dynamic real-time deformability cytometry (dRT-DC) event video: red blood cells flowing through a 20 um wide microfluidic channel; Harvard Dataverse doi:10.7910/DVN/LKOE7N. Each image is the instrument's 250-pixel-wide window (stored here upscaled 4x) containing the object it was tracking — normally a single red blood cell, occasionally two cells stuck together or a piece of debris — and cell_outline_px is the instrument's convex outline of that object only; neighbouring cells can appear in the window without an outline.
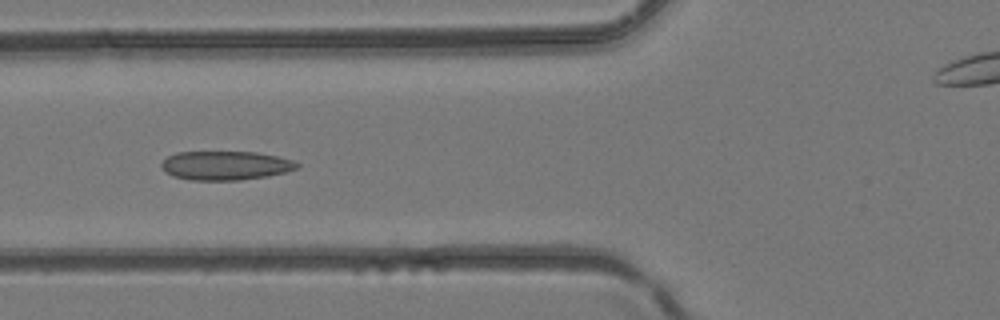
{"species": "common noctule bat (a hibernating species)", "species_latin": "Nyctalus noctula", "temperature_condition": "room temperature", "stored_images_in_passage": 39, "camera_frame_rate_fps": 3000, "um_per_image_px": 0.085, "animal": {"sex": "female", "body_mass_g": 24.6, "forearm_length_mm": 56.2}, "frame": {"image": 1, "passage_image": 16, "time_ms": 5.0, "image_size_px": [1000, 320], "cell_outline_px": [[300, 168], [288, 172], [268, 176], [240, 180], [188, 180], [172, 176], [160, 164], [168, 156], [176, 152], [256, 152], [276, 156], [292, 160], [300, 164]], "centroid_in_image_um": [19.21, 14.07], "position_along_channel_um": 106.6, "area_um2": 22.95}}
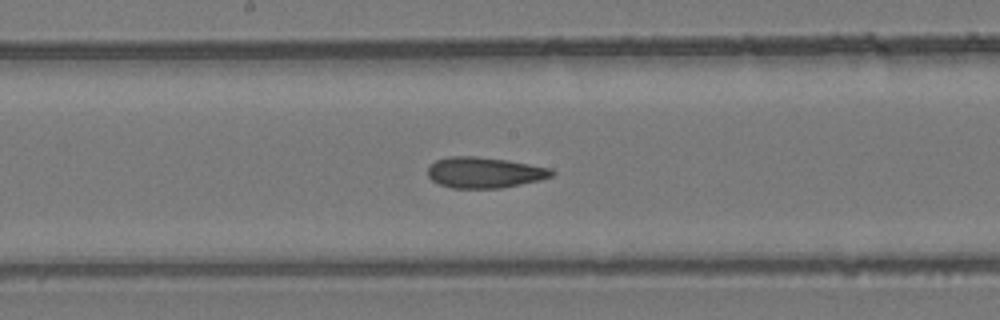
{"frame": {"image": 2, "passage_image": 22, "time_ms": 7.0, "image_size_px": [1000, 320], "cell_outline_px": [[556, 172], [552, 176], [540, 180], [500, 188], [452, 188], [440, 184], [432, 180], [428, 176], [428, 168], [436, 160], [448, 156], [472, 156], [504, 160], [552, 168]], "centroid_in_image_um": [41.18, 14.67], "position_along_channel_um": 207.0, "area_um2": 22.08}}
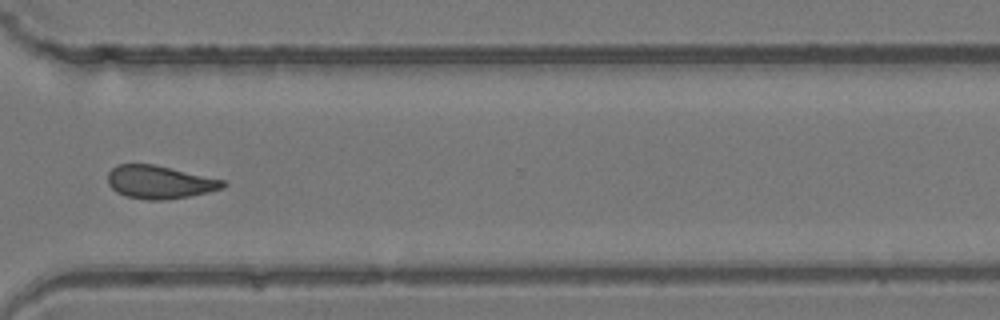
{"frame": {"image": 3, "passage_image": 31, "time_ms": 10.0, "image_size_px": [1000, 320], "cell_outline_px": [[228, 184], [220, 188], [188, 196], [164, 200], [148, 200], [128, 196], [116, 192], [108, 184], [108, 172], [116, 164], [152, 164], [224, 180]], "centroid_in_image_um": [13.51, 15.47], "position_along_channel_um": 357.1, "area_um2": 21.79}}